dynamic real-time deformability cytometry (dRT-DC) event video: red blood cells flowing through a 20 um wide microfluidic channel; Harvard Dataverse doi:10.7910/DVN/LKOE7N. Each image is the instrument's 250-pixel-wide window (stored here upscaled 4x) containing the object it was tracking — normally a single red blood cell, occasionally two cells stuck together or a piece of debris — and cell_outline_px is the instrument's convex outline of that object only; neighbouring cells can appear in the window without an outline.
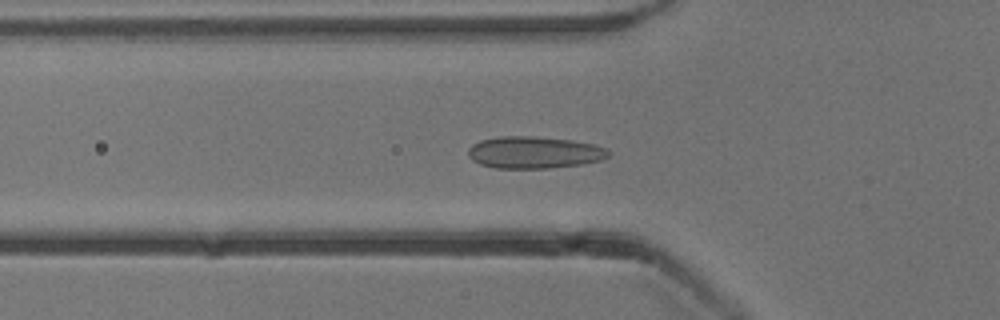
{"species": "common noctule bat (a hibernating species)", "species_latin": "Nyctalus noctula", "temperature_condition": "cold", "stored_images_in_passage": 53, "camera_frame_rate_fps": 3000, "um_per_image_px": 0.085, "animal": {"sex": "male", "body_mass_g": 13.3}, "frame": {"image": 1, "passage_image": 18, "time_ms": 5.667, "image_size_px": [1000, 320], "cell_outline_px": [[612, 152], [608, 156], [600, 160], [580, 164], [548, 168], [496, 168], [480, 164], [472, 160], [468, 156], [468, 148], [472, 144], [480, 140], [500, 136], [532, 136], [572, 140], [592, 144], [608, 148]], "centroid_in_image_um": [45.39, 12.95], "position_along_channel_um": 80.4, "area_um2": 26.18}}
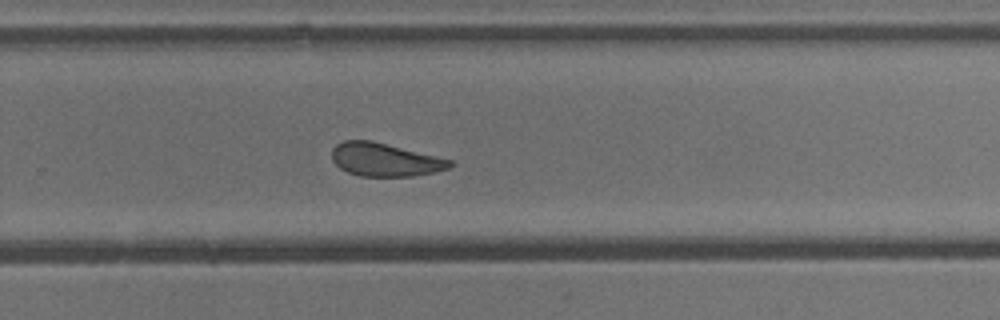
{"frame": {"image": 2, "passage_image": 35, "time_ms": 11.333, "image_size_px": [1000, 320], "cell_outline_px": [[456, 164], [448, 168], [436, 172], [412, 176], [360, 176], [348, 172], [340, 168], [332, 160], [332, 148], [336, 144], [344, 140], [372, 140], [452, 160]], "centroid_in_image_um": [32.72, 13.57], "position_along_channel_um": 297.1, "area_um2": 22.89}}
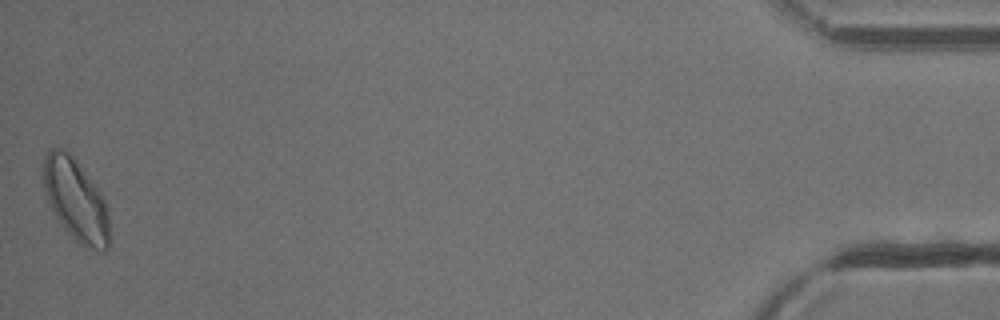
{"frame": {"image": 3, "passage_image": 53, "time_ms": 17.333, "image_size_px": [1000, 320], "cell_outline_px": [[108, 248], [104, 252], [100, 252], [84, 248], [64, 228], [56, 216], [48, 200], [44, 188], [44, 156], [48, 148], [64, 148], [72, 156], [100, 192], [104, 200], [108, 212]], "centroid_in_image_um": [6.44, 17.02], "position_along_channel_um": 428.8, "area_um2": 31.15}, "authors_computed_cell_mechanics": {"area_um2": 25.2008, "velocity_mm_per_s": 3.8185, "shape_relaxation_time_tau1_ms": null, "shape_relaxation_time_tau2_ms": 1.6757, "deformation_change_tau1": null, "deformation_change_tau2": 0.0513}}